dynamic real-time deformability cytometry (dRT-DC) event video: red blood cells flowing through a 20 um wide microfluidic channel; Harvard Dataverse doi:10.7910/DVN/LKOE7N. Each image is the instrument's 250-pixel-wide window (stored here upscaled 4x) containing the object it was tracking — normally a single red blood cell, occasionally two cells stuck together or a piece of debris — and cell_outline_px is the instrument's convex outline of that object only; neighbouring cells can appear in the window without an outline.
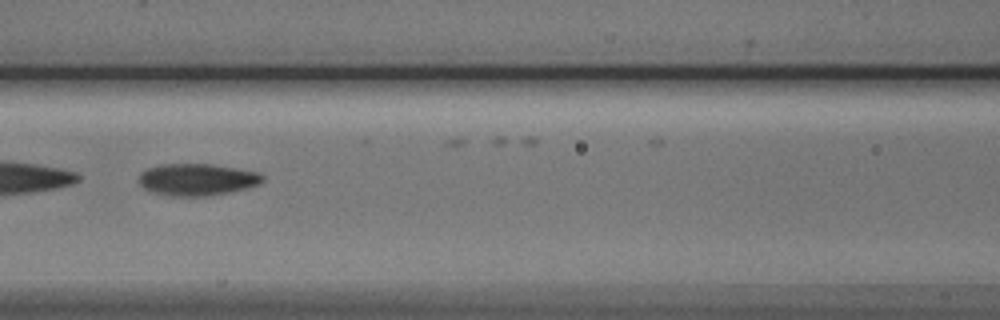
{"species": "Egyptian fruit bat (a non-hibernating species)", "species_latin": "Rousettus aegyptiacus", "temperature_condition": "cold", "stored_images_in_passage": 7, "segment_of_instrument_passage": [1, 2], "camera_frame_rate_fps": 3000, "um_per_image_px": 0.085, "animal": {"sex": "male"}, "frame": {"image": 1, "passage_image": 5, "time_ms": 4.667, "image_size_px": [1000, 320], "cell_outline_px": [[264, 180], [260, 184], [228, 192], [208, 196], [172, 196], [148, 192], [140, 184], [140, 172], [148, 168], [160, 164], [212, 164], [260, 172], [264, 176]], "centroid_in_image_um": [16.74, 15.26], "position_along_channel_um": 149.9, "area_um2": 23.12}}
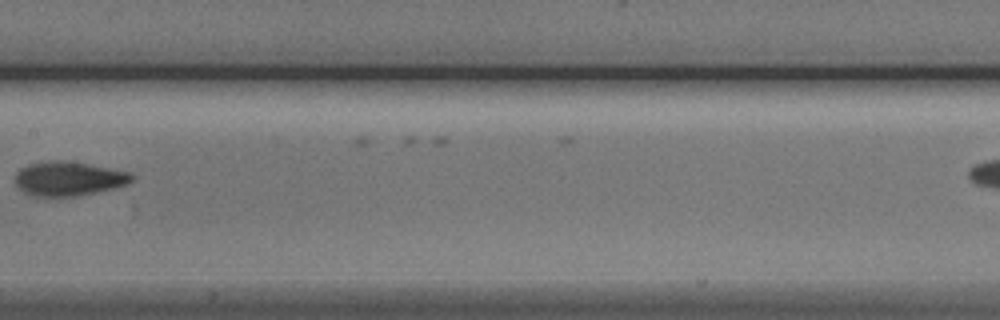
{"frame": {"image": 2, "passage_image": 6, "time_ms": 6.0, "image_size_px": [1000, 320], "cell_outline_px": [[132, 180], [128, 184], [96, 192], [76, 196], [32, 196], [24, 192], [16, 184], [16, 172], [20, 168], [28, 164], [52, 160], [60, 160], [88, 164], [132, 172]], "centroid_in_image_um": [5.82, 15.18], "position_along_channel_um": 201.6, "area_um2": 23.12}}